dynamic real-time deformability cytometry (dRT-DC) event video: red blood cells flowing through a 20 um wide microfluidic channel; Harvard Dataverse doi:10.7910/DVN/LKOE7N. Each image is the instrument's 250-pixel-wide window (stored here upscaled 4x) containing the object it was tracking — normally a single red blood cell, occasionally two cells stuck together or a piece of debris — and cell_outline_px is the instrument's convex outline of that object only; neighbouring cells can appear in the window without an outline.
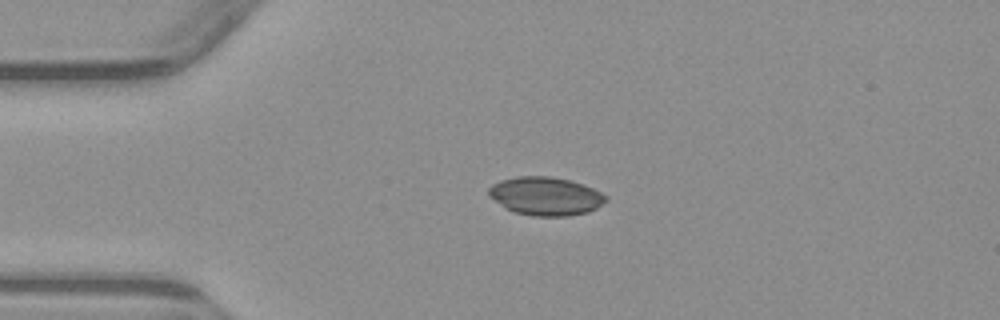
{"species": "common noctule bat (a hibernating species)", "species_latin": "Nyctalus noctula", "temperature_condition": "warm", "stored_images_in_passage": 2, "camera_frame_rate_fps": 3000, "um_per_image_px": 0.085, "animal": {"sex": "male", "body_mass_g": 23.1, "forearm_length_mm": 52.7}, "frame": {"image": 1, "passage_image": 1, "time_ms": 0.0, "image_size_px": [1000, 320], "cell_outline_px": [[608, 200], [596, 208], [588, 212], [568, 216], [532, 216], [516, 212], [504, 208], [488, 196], [488, 188], [492, 184], [500, 180], [516, 176], [552, 176], [584, 184], [608, 196]], "centroid_in_image_um": [46.36, 16.67], "position_along_channel_um": 38.6, "area_um2": 26.41}}